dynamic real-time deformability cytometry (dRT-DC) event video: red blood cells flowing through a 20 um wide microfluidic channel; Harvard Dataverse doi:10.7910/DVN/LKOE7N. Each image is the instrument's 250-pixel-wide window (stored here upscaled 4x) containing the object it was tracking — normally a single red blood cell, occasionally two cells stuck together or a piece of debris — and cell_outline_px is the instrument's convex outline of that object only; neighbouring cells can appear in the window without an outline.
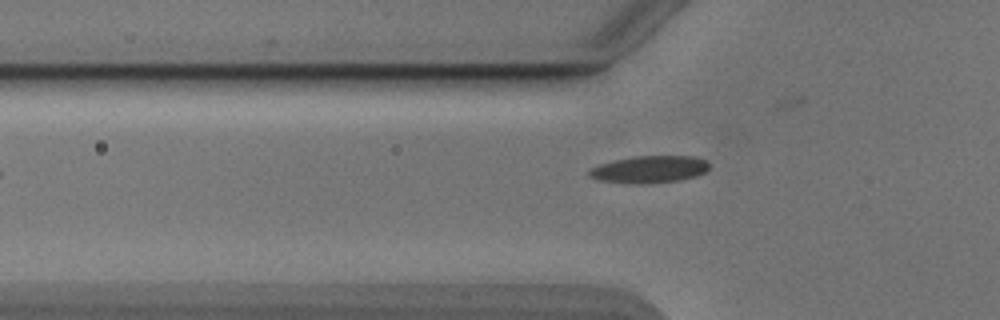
{"species": "Egyptian fruit bat (a non-hibernating species)", "species_latin": "Rousettus aegyptiacus", "temperature_condition": "cold", "stored_images_in_passage": 28, "camera_frame_rate_fps": 3000, "um_per_image_px": 0.085, "animal": {"sex": "male"}, "frame": {"image": 1, "passage_image": 3, "time_ms": 0.667, "image_size_px": [1000, 320], "cell_outline_px": [[708, 168], [704, 172], [696, 176], [680, 180], [648, 184], [636, 184], [596, 180], [588, 176], [588, 172], [592, 168], [600, 164], [616, 160], [636, 156], [692, 156], [708, 160]], "centroid_in_image_um": [55.2, 14.4], "position_along_channel_um": 70.6, "area_um2": 19.02}}
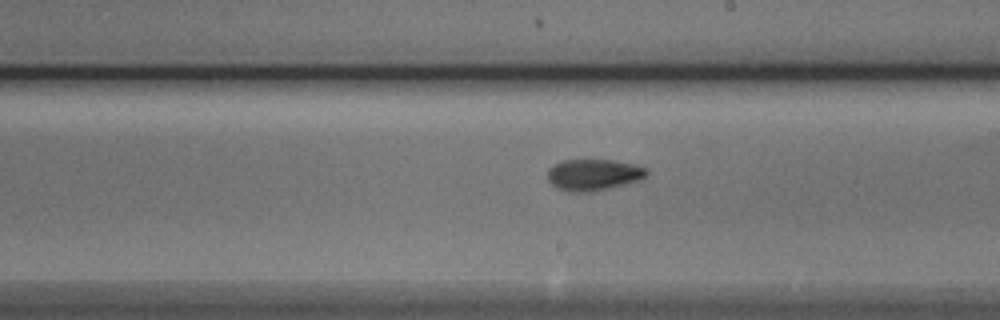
{"frame": {"image": 2, "passage_image": 16, "time_ms": 5.0, "image_size_px": [1000, 320], "cell_outline_px": [[648, 172], [644, 176], [636, 180], [588, 192], [576, 192], [556, 188], [548, 180], [548, 168], [552, 164], [564, 160], [612, 160], [632, 164], [648, 168]], "centroid_in_image_um": [50.37, 14.83], "position_along_channel_um": 238.6, "area_um2": 17.63}}
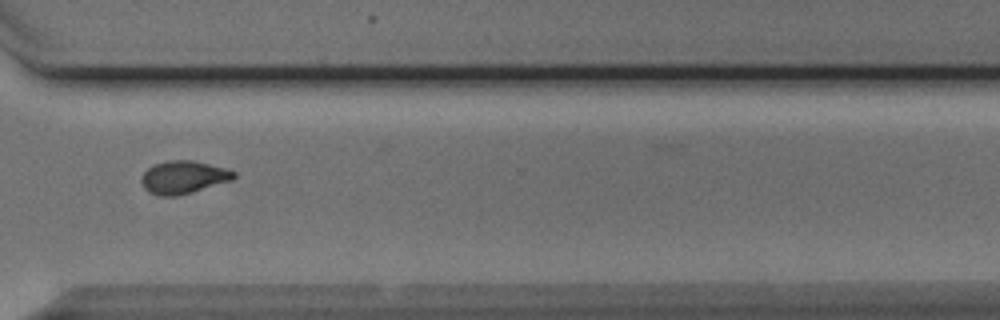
{"frame": {"image": 3, "passage_image": 25, "time_ms": 8.0, "image_size_px": [1000, 320], "cell_outline_px": [[236, 176], [232, 180], [192, 192], [176, 196], [160, 196], [148, 192], [144, 188], [140, 180], [144, 172], [152, 164], [168, 160], [192, 160], [228, 168], [236, 172]], "centroid_in_image_um": [15.59, 15.05], "position_along_channel_um": 355.0, "area_um2": 17.86}}